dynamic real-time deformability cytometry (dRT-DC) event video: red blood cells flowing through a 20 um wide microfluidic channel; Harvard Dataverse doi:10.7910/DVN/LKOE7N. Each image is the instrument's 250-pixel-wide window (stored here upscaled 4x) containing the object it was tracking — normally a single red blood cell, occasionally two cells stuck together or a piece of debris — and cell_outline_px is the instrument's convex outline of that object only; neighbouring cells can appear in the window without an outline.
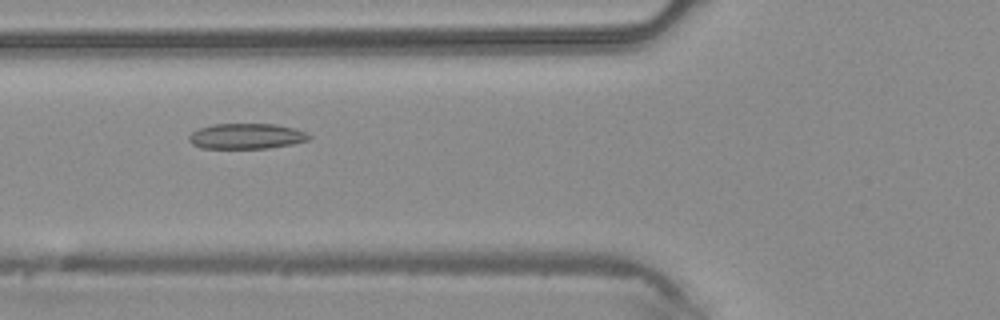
{"species": "common noctule bat (a hibernating species)", "species_latin": "Nyctalus noctula", "temperature_condition": "warm", "stored_images_in_passage": 46, "camera_frame_rate_fps": 3000, "um_per_image_px": 0.085, "animal": {"sex": "male", "body_mass_g": 20.4}, "frame": {"image": 1, "passage_image": 18, "time_ms": 5.667, "image_size_px": [1000, 320], "cell_outline_px": [[312, 136], [308, 140], [292, 144], [268, 148], [200, 148], [192, 144], [188, 140], [188, 136], [192, 132], [200, 128], [212, 124], [276, 124], [296, 128], [308, 132]], "centroid_in_image_um": [20.97, 11.57], "position_along_channel_um": 104.8, "area_um2": 17.98}}
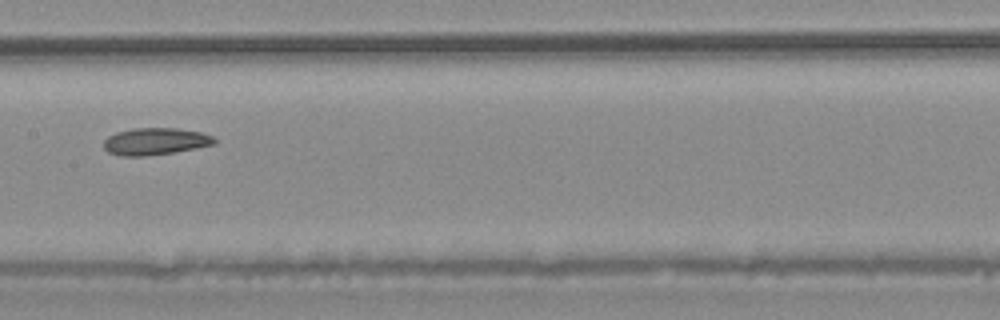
{"frame": {"image": 2, "passage_image": 24, "time_ms": 7.667, "image_size_px": [1000, 320], "cell_outline_px": [[216, 144], [196, 148], [148, 156], [120, 156], [108, 152], [104, 148], [104, 140], [108, 136], [116, 132], [132, 128], [176, 128], [200, 132], [212, 136], [216, 140]], "centroid_in_image_um": [13.18, 12.02], "position_along_channel_um": 194.2, "area_um2": 17.46}}
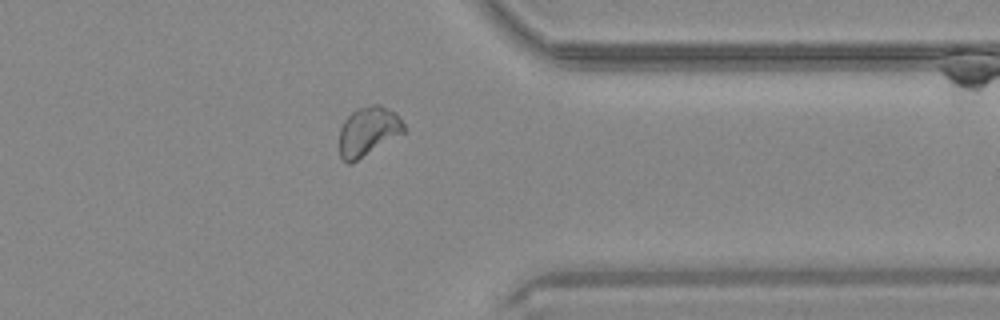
{"frame": {"image": 3, "passage_image": 37, "time_ms": 12.0, "image_size_px": [1000, 320], "cell_outline_px": [[404, 132], [352, 164], [348, 164], [340, 156], [340, 128], [344, 120], [356, 108], [372, 104], [380, 104], [396, 112], [404, 124]], "centroid_in_image_um": [31.28, 11.15], "position_along_channel_um": 380.1, "area_um2": 18.55}}